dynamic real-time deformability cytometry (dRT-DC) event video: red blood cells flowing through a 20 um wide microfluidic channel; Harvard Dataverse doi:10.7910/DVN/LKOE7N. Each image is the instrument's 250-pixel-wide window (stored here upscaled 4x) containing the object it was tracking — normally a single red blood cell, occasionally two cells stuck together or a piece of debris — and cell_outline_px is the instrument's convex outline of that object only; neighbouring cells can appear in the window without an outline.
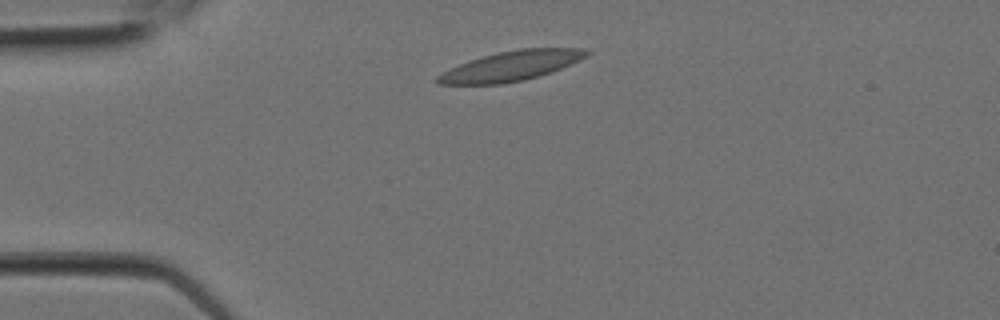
{"species": "Egyptian fruit bat (a non-hibernating species)", "species_latin": "Rousettus aegyptiacus", "temperature_condition": "room temperature", "stored_images_in_passage": 6, "camera_frame_rate_fps": 3000, "um_per_image_px": 0.085, "animal": {"sex": "female"}, "frame": {"image": 1, "passage_image": 2, "time_ms": 0.333, "image_size_px": [1000, 320], "cell_outline_px": [[592, 52], [588, 56], [580, 60], [552, 72], [540, 76], [524, 80], [504, 84], [436, 84], [436, 76], [460, 64], [484, 56], [500, 52], [520, 48], [584, 48]], "centroid_in_image_um": [43.51, 5.61], "position_along_channel_um": 41.5, "area_um2": 25.72}}
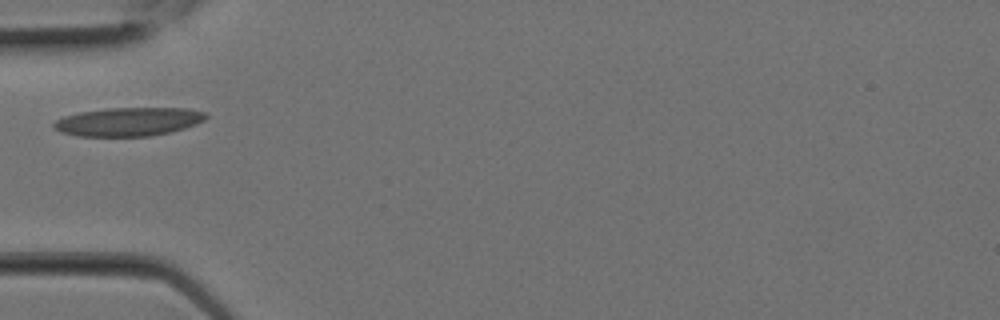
{"frame": {"image": 2, "passage_image": 4, "time_ms": 1.0, "image_size_px": [1000, 320], "cell_outline_px": [[208, 116], [204, 120], [196, 124], [184, 128], [168, 132], [148, 136], [76, 136], [60, 132], [52, 128], [52, 124], [56, 120], [64, 116], [80, 112], [108, 108], [188, 108], [204, 112]], "centroid_in_image_um": [10.88, 10.34], "position_along_channel_um": 74.1, "area_um2": 25.32}}
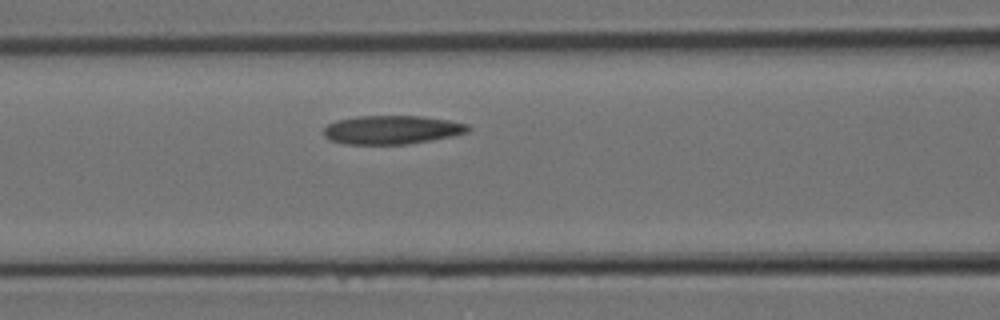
{"frame": {"image": 3, "passage_image": 6, "time_ms": 1.667, "image_size_px": [1000, 320], "cell_outline_px": [[472, 128], [468, 132], [452, 136], [432, 140], [408, 144], [344, 144], [328, 140], [324, 136], [324, 128], [328, 124], [336, 120], [356, 116], [420, 116], [448, 120], [468, 124]], "centroid_in_image_um": [33.3, 11.03], "position_along_channel_um": 133.3, "area_um2": 24.28}}